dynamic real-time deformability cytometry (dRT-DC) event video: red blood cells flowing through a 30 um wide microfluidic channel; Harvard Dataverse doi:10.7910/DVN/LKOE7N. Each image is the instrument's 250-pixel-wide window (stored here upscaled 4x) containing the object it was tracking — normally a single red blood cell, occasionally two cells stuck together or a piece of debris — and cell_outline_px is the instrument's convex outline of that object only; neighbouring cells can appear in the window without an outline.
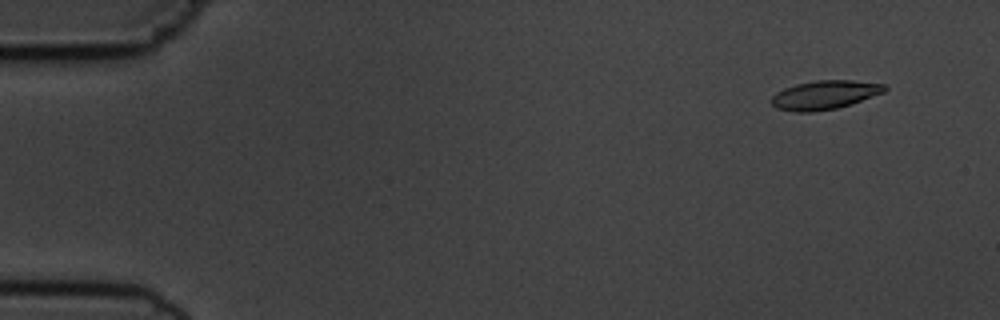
{"species": "common noctule bat (a hibernating species)", "species_latin": "Nyctalus noctula", "temperature_condition": "cold", "stored_images_in_passage": 6, "camera_frame_rate_fps": 3000, "um_per_image_px": 0.085, "animal": {"sex": "male", "body_mass_g": 19.5, "forearm_length_mm": 54.6}, "frame": {"image": 1, "passage_image": 2, "time_ms": 1.333, "image_size_px": [1000, 320], "cell_outline_px": [[888, 88], [884, 92], [852, 104], [836, 108], [812, 112], [796, 112], [776, 108], [772, 104], [772, 96], [776, 92], [784, 88], [796, 84], [816, 80], [852, 80], [884, 84]], "centroid_in_image_um": [70.1, 8.06], "position_along_channel_um": 14.9, "area_um2": 19.02}}
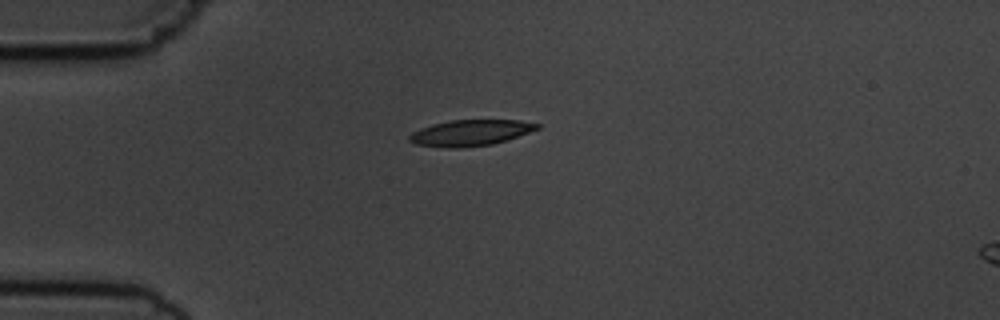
{"frame": {"image": 2, "passage_image": 4, "time_ms": 4.667, "image_size_px": [1000, 320], "cell_outline_px": [[540, 128], [492, 144], [460, 148], [448, 148], [416, 144], [408, 140], [408, 136], [412, 132], [420, 128], [432, 124], [452, 120], [520, 120], [540, 124]], "centroid_in_image_um": [39.94, 11.28], "position_along_channel_um": 45.1, "area_um2": 19.19}}
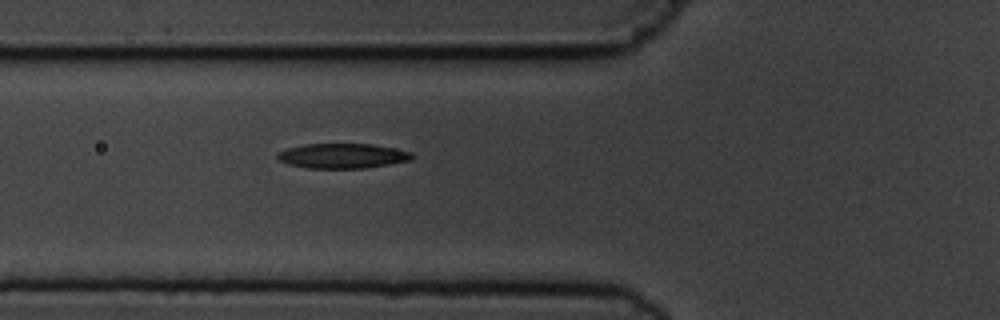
{"frame": {"image": 3, "passage_image": 6, "time_ms": 6.667, "image_size_px": [1000, 320], "cell_outline_px": [[412, 160], [364, 168], [308, 168], [288, 164], [280, 160], [276, 156], [276, 152], [288, 148], [304, 144], [372, 144], [412, 152]], "centroid_in_image_um": [29.08, 13.25], "position_along_channel_um": 96.7, "area_um2": 19.36}}